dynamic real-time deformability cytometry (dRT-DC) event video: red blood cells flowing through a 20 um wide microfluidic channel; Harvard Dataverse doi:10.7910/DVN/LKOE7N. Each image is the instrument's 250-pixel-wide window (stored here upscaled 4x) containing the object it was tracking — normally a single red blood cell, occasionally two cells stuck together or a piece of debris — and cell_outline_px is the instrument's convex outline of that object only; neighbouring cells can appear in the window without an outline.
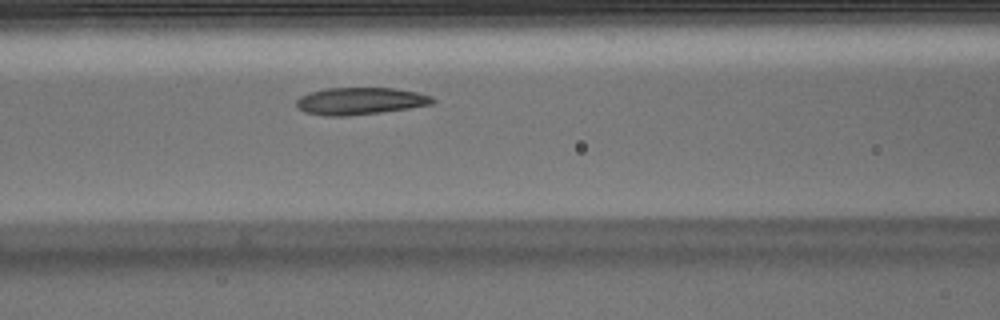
{"species": "Egyptian fruit bat (a non-hibernating species)", "species_latin": "Rousettus aegyptiacus", "temperature_condition": "warm", "stored_images_in_passage": 3, "camera_frame_rate_fps": 3000, "um_per_image_px": 0.085, "animal": {"sex": "male"}, "frame": {"image": 1, "passage_image": 3, "time_ms": 0.667, "image_size_px": [1000, 320], "cell_outline_px": [[436, 100], [432, 104], [408, 108], [380, 112], [348, 116], [324, 116], [304, 112], [296, 104], [296, 100], [300, 96], [308, 92], [328, 88], [396, 88], [416, 92], [432, 96]], "centroid_in_image_um": [30.6, 8.58], "position_along_channel_um": 136.0, "area_um2": 21.56}}